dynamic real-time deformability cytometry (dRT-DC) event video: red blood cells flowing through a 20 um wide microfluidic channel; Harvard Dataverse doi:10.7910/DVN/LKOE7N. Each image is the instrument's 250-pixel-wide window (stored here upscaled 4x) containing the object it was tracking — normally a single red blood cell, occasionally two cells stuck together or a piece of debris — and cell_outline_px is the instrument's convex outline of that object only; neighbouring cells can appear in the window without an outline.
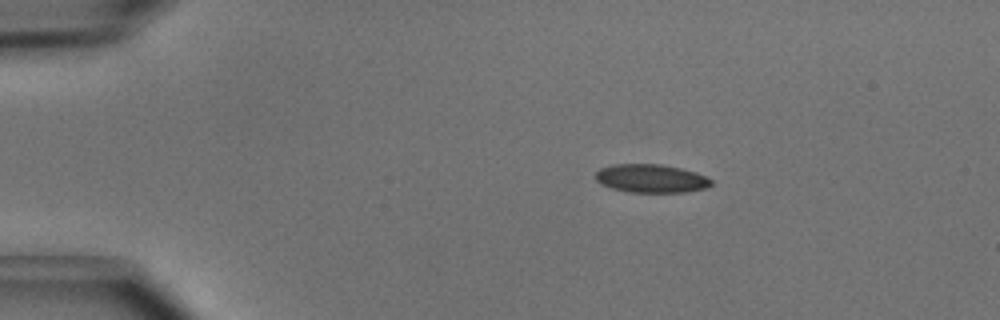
{"species": "common noctule bat (a hibernating species)", "species_latin": "Nyctalus noctula", "temperature_condition": "cold", "stored_images_in_passage": 6, "camera_frame_rate_fps": 3000, "um_per_image_px": 0.085, "animal": {"sex": "male", "body_mass_g": 15.6}, "frame": {"image": 1, "passage_image": 3, "time_ms": 0.667, "image_size_px": [1000, 320], "cell_outline_px": [[712, 184], [708, 188], [684, 192], [628, 192], [612, 188], [600, 184], [596, 180], [596, 172], [600, 168], [612, 164], [660, 164], [680, 168], [696, 172], [712, 180]], "centroid_in_image_um": [55.33, 15.17], "position_along_channel_um": 29.7, "area_um2": 19.19}}
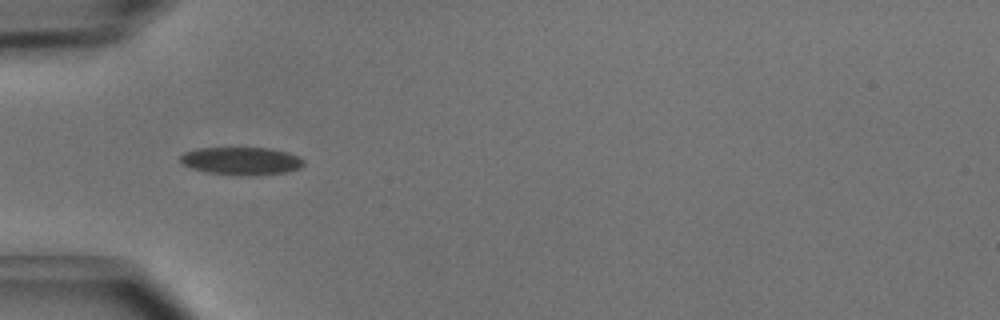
{"frame": {"image": 2, "passage_image": 5, "time_ms": 1.333, "image_size_px": [1000, 320], "cell_outline_px": [[304, 164], [300, 168], [284, 172], [208, 172], [192, 168], [180, 164], [180, 156], [184, 152], [196, 148], [268, 148], [288, 152], [300, 156], [304, 160]], "centroid_in_image_um": [20.48, 13.61], "position_along_channel_um": 64.5, "area_um2": 18.9}}